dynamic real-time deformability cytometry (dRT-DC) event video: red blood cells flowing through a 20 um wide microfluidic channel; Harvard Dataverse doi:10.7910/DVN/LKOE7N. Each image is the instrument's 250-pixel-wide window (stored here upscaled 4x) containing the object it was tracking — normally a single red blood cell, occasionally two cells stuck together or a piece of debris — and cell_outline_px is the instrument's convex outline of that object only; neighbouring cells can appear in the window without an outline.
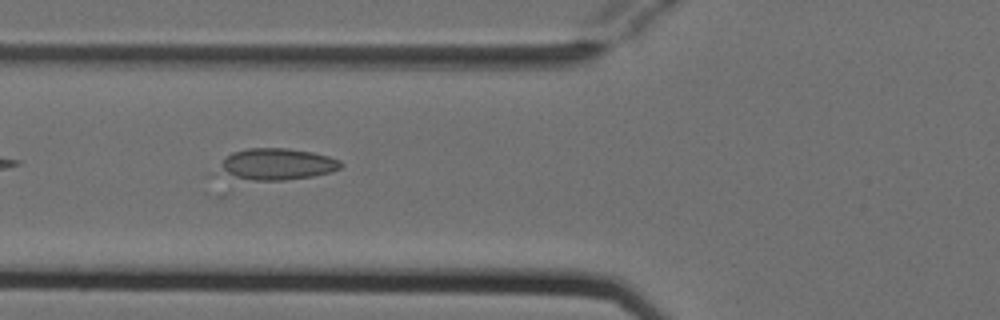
{"species": "Egyptian fruit bat (a non-hibernating species)", "species_latin": "Rousettus aegyptiacus", "temperature_condition": "cold", "stored_images_in_passage": 3, "camera_frame_rate_fps": 3000, "um_per_image_px": 0.085, "animal": {"sex": "female"}, "frame": {"image": 1, "passage_image": 2, "time_ms": 0.333, "image_size_px": [1000, 320], "cell_outline_px": [[344, 164], [340, 168], [332, 172], [312, 176], [284, 180], [252, 180], [236, 176], [228, 172], [224, 168], [224, 160], [232, 152], [248, 148], [288, 148], [312, 152], [328, 156], [340, 160]], "centroid_in_image_um": [23.7, 13.93], "position_along_channel_um": 102.1, "area_um2": 21.62}}
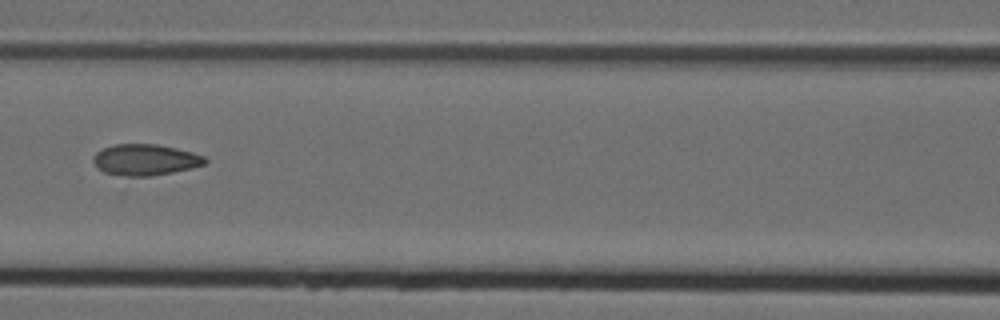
{"frame": {"image": 2, "passage_image": 3, "time_ms": 0.667, "image_size_px": [1000, 320], "cell_outline_px": [[208, 160], [204, 164], [192, 168], [152, 176], [128, 176], [104, 172], [92, 160], [92, 156], [96, 152], [104, 148], [116, 144], [156, 144], [176, 148], [192, 152], [204, 156]], "centroid_in_image_um": [12.36, 13.57], "position_along_channel_um": 154.2, "area_um2": 20.11}}